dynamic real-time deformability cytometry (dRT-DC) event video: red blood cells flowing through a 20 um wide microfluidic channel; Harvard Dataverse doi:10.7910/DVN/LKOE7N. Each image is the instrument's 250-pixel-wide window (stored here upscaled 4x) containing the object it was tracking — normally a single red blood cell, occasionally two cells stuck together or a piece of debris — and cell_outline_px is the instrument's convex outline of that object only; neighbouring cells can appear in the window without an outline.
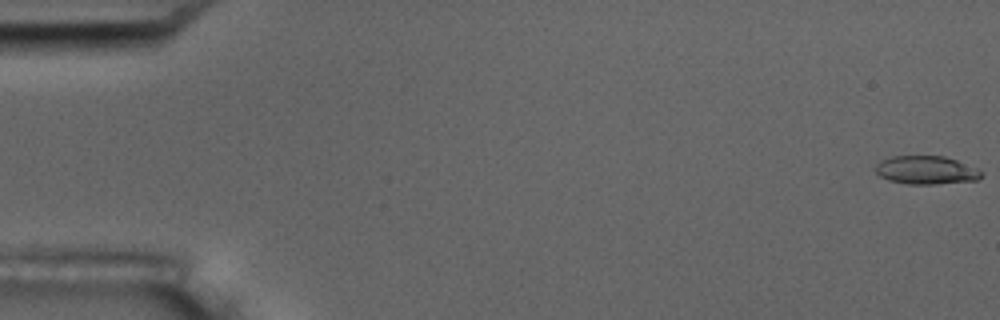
{"species": "common noctule bat (a hibernating species)", "species_latin": "Nyctalus noctula", "temperature_condition": "room temperature", "stored_images_in_passage": 6, "camera_frame_rate_fps": 3000, "um_per_image_px": 0.085, "animal": {"sex": "male", "body_mass_g": 17.5, "forearm_length_mm": 52.3}, "frame": {"image": 1, "passage_image": 1, "time_ms": 0.0, "image_size_px": [1000, 320], "cell_outline_px": [[984, 172], [976, 180], [936, 184], [908, 184], [888, 180], [880, 176], [876, 172], [876, 164], [880, 160], [892, 156], [944, 156], [956, 160], [976, 168]], "centroid_in_image_um": [78.7, 14.46], "position_along_channel_um": 6.3, "area_um2": 17.4}}
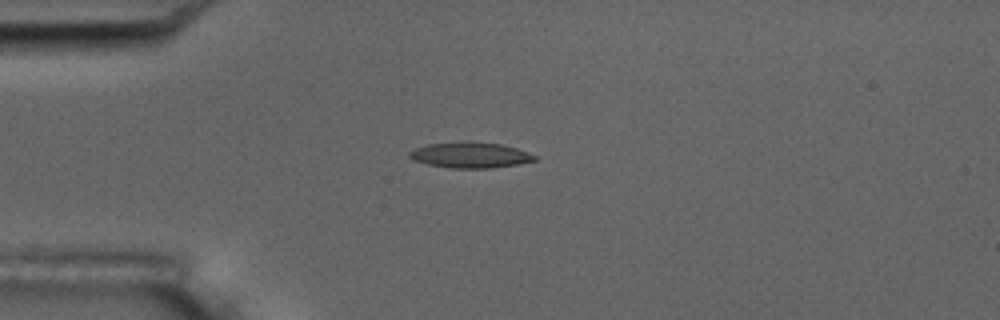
{"frame": {"image": 2, "passage_image": 5, "time_ms": 4.667, "image_size_px": [1000, 320], "cell_outline_px": [[536, 160], [516, 164], [492, 168], [452, 168], [428, 164], [416, 160], [408, 156], [408, 152], [416, 148], [428, 144], [468, 140], [472, 140], [500, 144], [516, 148], [536, 156]], "centroid_in_image_um": [39.95, 13.16], "position_along_channel_um": 45.0, "area_um2": 18.73}}
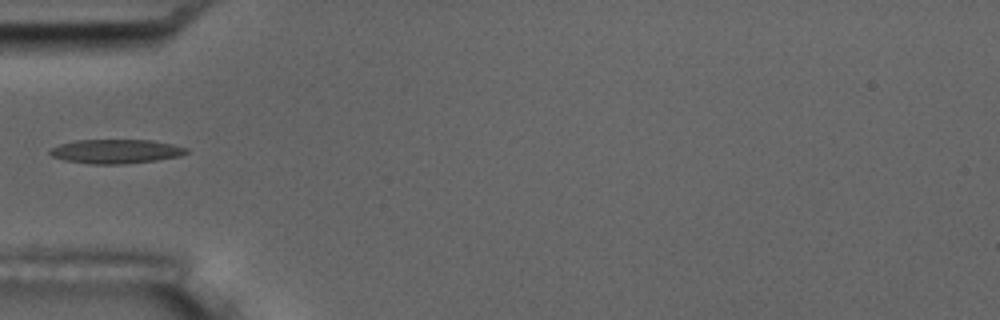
{"frame": {"image": 3, "passage_image": 6, "time_ms": 6.0, "image_size_px": [1000, 320], "cell_outline_px": [[188, 152], [180, 156], [156, 160], [124, 164], [92, 164], [64, 160], [52, 156], [48, 152], [48, 148], [60, 144], [76, 140], [152, 140], [172, 144], [188, 148]], "centroid_in_image_um": [9.82, 12.86], "position_along_channel_um": 75.2, "area_um2": 19.25}}